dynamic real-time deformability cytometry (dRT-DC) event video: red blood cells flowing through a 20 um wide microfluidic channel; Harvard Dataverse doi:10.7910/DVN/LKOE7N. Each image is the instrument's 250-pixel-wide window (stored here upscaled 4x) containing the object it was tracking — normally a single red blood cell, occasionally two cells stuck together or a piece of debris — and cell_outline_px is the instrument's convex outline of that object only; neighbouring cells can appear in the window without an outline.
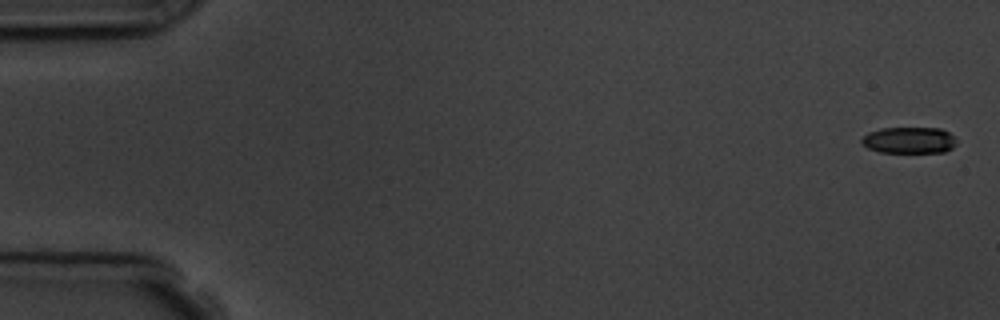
{"species": "common noctule bat (a hibernating species)", "species_latin": "Nyctalus noctula", "temperature_condition": "room temperature", "stored_images_in_passage": 5, "camera_frame_rate_fps": 3000, "um_per_image_px": 0.085, "animal": {"sex": "male", "body_mass_g": 19.5, "forearm_length_mm": 54.6}, "frame": {"image": 1, "passage_image": 1, "time_ms": 0.0, "image_size_px": [1000, 320], "cell_outline_px": [[956, 144], [952, 148], [944, 152], [880, 152], [868, 148], [860, 144], [860, 140], [868, 132], [880, 128], [940, 128], [948, 132], [956, 140]], "centroid_in_image_um": [77.24, 11.91], "position_along_channel_um": 7.8, "area_um2": 14.62}}